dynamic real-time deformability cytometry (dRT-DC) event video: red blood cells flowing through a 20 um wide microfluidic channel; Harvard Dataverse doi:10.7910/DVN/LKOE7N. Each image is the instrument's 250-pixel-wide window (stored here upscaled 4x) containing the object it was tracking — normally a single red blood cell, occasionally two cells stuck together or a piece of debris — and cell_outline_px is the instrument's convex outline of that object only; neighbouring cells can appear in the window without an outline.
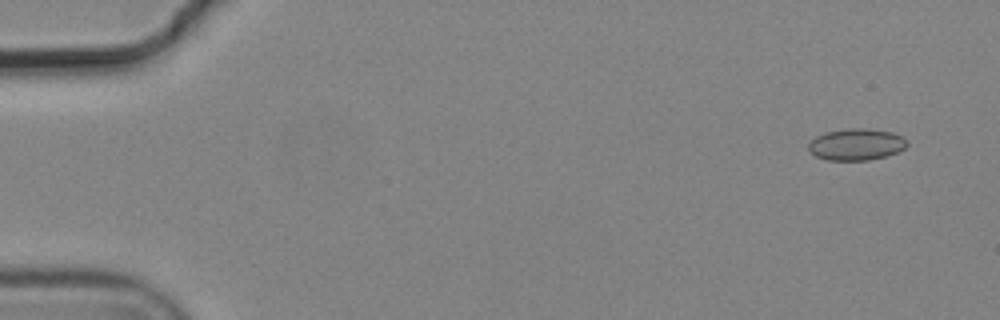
{"species": "common noctule bat (a hibernating species)", "species_latin": "Nyctalus noctula", "temperature_condition": "cold", "stored_images_in_passage": 3, "camera_frame_rate_fps": 3000, "um_per_image_px": 0.085, "animal": {"sex": "male", "body_mass_g": 19.2, "forearm_length_mm": 51.8}, "frame": {"image": 1, "passage_image": 1, "time_ms": 0.0, "image_size_px": [1000, 320], "cell_outline_px": [[908, 144], [904, 148], [896, 152], [884, 156], [868, 160], [828, 160], [816, 156], [808, 148], [808, 144], [816, 136], [824, 132], [848, 128], [864, 128], [892, 132], [900, 136]], "centroid_in_image_um": [72.75, 12.27], "position_along_channel_um": 12.3, "area_um2": 17.92}}